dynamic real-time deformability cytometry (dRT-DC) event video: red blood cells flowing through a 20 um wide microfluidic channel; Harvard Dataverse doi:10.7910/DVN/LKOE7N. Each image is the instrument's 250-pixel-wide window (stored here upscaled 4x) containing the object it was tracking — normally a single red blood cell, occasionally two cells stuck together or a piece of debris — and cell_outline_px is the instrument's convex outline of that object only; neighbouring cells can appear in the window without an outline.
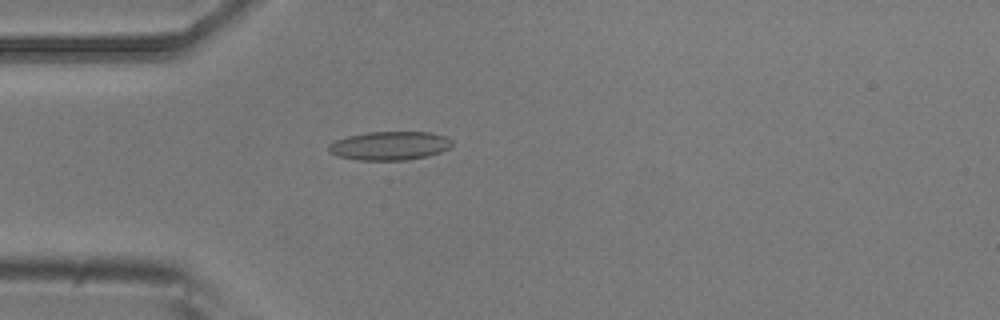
{"species": "common noctule bat (a hibernating species)", "species_latin": "Nyctalus noctula", "temperature_condition": "room temperature", "stored_images_in_passage": 4, "camera_frame_rate_fps": 3000, "um_per_image_px": 0.085, "animal": {"sex": "male", "body_mass_g": 20.5, "forearm_length_mm": 52.5}, "frame": {"image": 1, "passage_image": 4, "time_ms": 1.0, "image_size_px": [1000, 320], "cell_outline_px": [[452, 144], [448, 148], [440, 152], [408, 160], [360, 160], [336, 156], [328, 152], [328, 144], [336, 140], [348, 136], [368, 132], [432, 132], [448, 136], [452, 140]], "centroid_in_image_um": [33.11, 12.38], "position_along_channel_um": 51.9, "area_um2": 20.69}}